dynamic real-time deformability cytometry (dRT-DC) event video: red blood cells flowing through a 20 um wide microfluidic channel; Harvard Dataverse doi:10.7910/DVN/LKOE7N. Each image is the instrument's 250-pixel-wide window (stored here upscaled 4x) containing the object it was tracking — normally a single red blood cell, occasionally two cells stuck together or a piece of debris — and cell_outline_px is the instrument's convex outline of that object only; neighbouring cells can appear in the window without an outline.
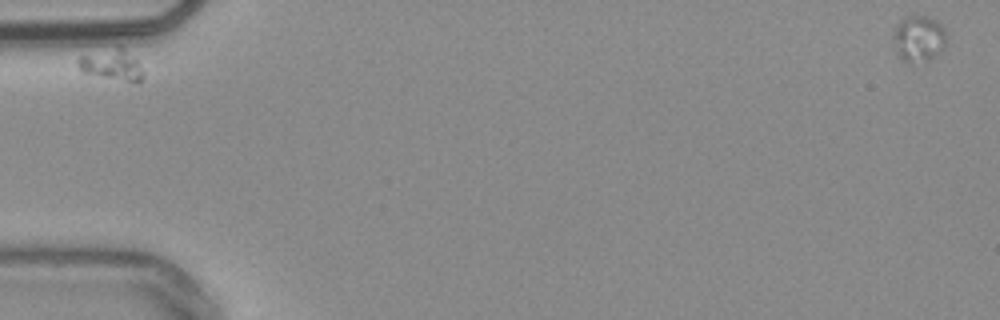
{"species": "common noctule bat (a hibernating species)", "species_latin": "Nyctalus noctula", "temperature_condition": "warm", "stored_images_in_passage": 33, "camera_frame_rate_fps": 3000, "um_per_image_px": 0.085, "animal": {"sex": "male", "body_mass_g": 20.4}, "frame": {"image": 1, "passage_image": 1, "time_ms": 0.0, "image_size_px": [1000, 320], "cell_outline_px": [[144, 76], [136, 84], [80, 72], [76, 60], [80, 56], [116, 48], [124, 48], [136, 60], [144, 72]], "centroid_in_image_um": [9.51, 5.57], "position_along_channel_um": 75.5, "area_um2": 11.62}}
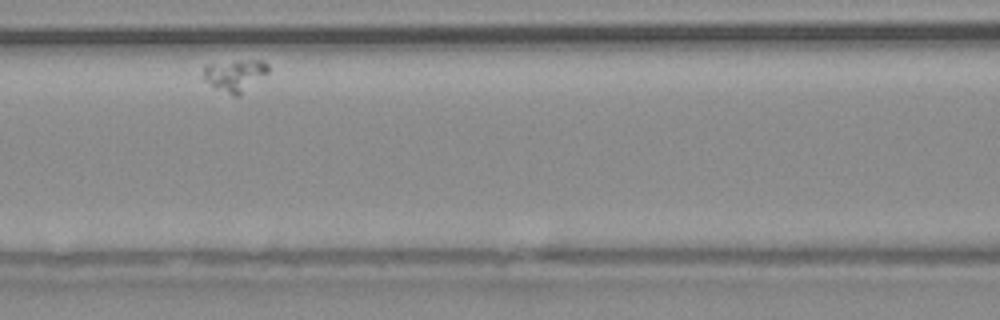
{"frame": {"image": 2, "passage_image": 9, "time_ms": 2.667, "image_size_px": [1000, 320], "cell_outline_px": [[268, 72], [240, 96], [232, 96], [216, 88], [204, 80], [204, 68], [208, 64], [240, 60], [264, 60], [268, 64]], "centroid_in_image_um": [20.0, 6.4], "position_along_channel_um": 146.6, "area_um2": 12.02}}
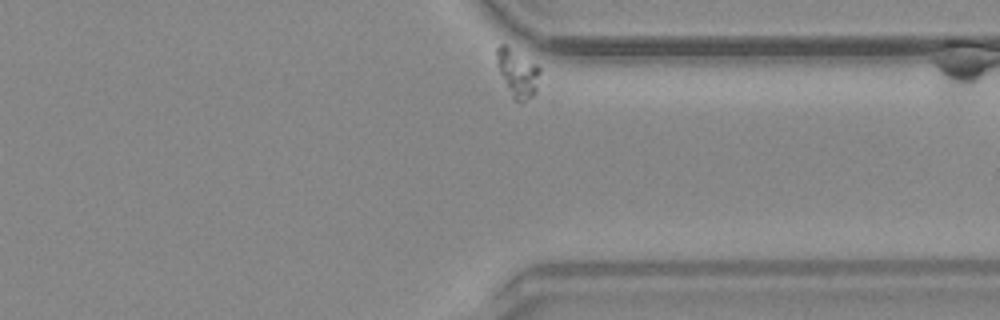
{"frame": {"image": 3, "passage_image": 33, "time_ms": 10.667, "image_size_px": [1000, 320], "cell_outline_px": [[540, 72], [536, 92], [532, 96], [524, 100], [512, 100], [496, 64], [496, 48], [500, 44], [504, 44], [536, 64], [540, 68]], "centroid_in_image_um": [43.97, 6.2], "position_along_channel_um": 367.4, "area_um2": 11.91}}